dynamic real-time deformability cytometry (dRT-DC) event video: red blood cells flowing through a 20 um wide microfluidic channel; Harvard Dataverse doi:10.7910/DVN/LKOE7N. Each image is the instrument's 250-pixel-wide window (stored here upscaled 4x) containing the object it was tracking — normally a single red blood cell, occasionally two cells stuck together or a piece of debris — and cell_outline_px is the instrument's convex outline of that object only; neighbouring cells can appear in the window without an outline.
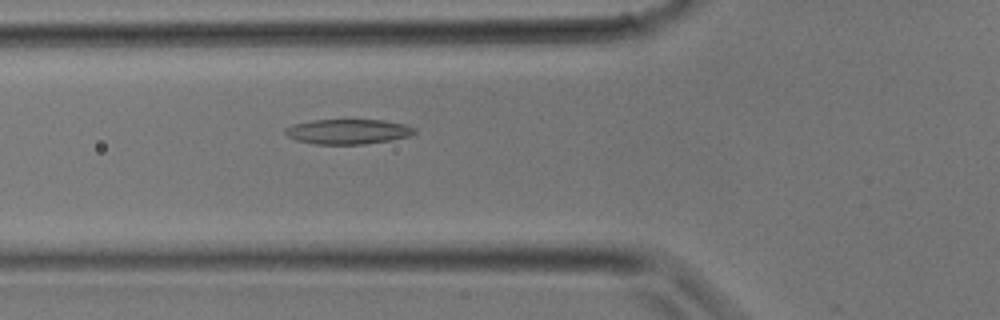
{"species": "common noctule bat (a hibernating species)", "species_latin": "Nyctalus noctula", "temperature_condition": "room temperature", "stored_images_in_passage": 8, "camera_frame_rate_fps": 3000, "um_per_image_px": 0.085, "animal": {"sex": "male", "body_mass_g": 17.9}, "frame": {"image": 1, "passage_image": 6, "time_ms": 1.667, "image_size_px": [1000, 320], "cell_outline_px": [[416, 132], [408, 136], [392, 140], [364, 144], [316, 144], [296, 140], [288, 136], [284, 132], [284, 128], [292, 124], [312, 120], [384, 120], [408, 124], [416, 128]], "centroid_in_image_um": [29.6, 11.18], "position_along_channel_um": 96.2, "area_um2": 18.96}}
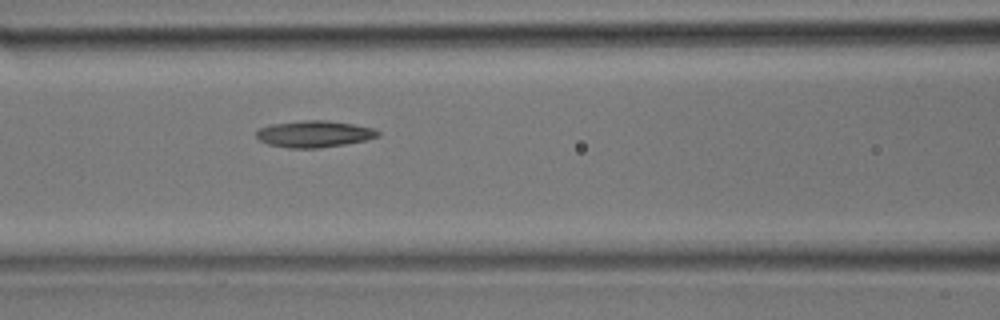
{"frame": {"image": 2, "passage_image": 8, "time_ms": 2.333, "image_size_px": [1000, 320], "cell_outline_px": [[380, 136], [364, 140], [344, 144], [320, 148], [288, 148], [268, 144], [260, 140], [256, 136], [256, 132], [260, 128], [272, 124], [304, 120], [328, 120], [352, 124], [372, 128], [380, 132]], "centroid_in_image_um": [26.7, 11.39], "position_along_channel_um": 139.9, "area_um2": 18.73}}